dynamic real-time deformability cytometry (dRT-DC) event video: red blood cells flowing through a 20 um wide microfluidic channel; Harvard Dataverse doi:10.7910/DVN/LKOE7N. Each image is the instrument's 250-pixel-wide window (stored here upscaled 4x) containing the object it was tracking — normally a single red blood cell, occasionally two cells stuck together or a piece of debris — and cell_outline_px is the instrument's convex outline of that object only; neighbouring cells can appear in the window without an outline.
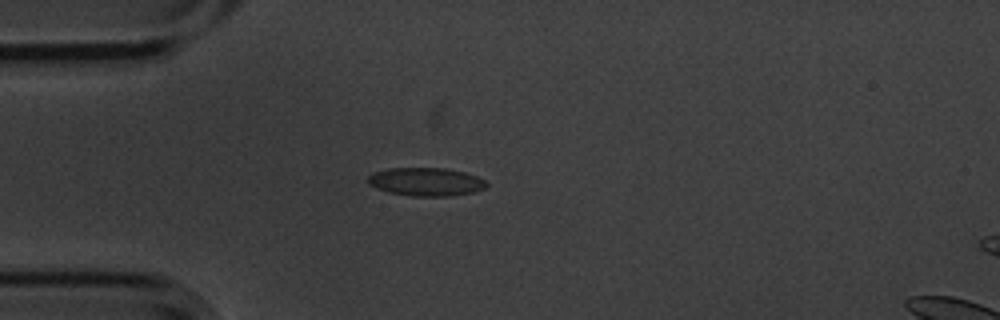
{"species": "common noctule bat (a hibernating species)", "species_latin": "Nyctalus noctula", "temperature_condition": "cold", "stored_images_in_passage": 5, "camera_frame_rate_fps": 3000, "um_per_image_px": 0.085, "animal": {"sex": "male", "body_mass_g": 20.1, "forearm_length_mm": 53.5}, "frame": {"image": 1, "passage_image": 5, "time_ms": 1.333, "image_size_px": [1000, 320], "cell_outline_px": [[488, 184], [484, 188], [476, 192], [448, 196], [412, 196], [388, 192], [376, 188], [368, 184], [368, 176], [372, 172], [388, 168], [444, 168], [464, 172], [476, 176], [484, 180]], "centroid_in_image_um": [36.18, 15.45], "position_along_channel_um": 48.8, "area_um2": 19.59}}